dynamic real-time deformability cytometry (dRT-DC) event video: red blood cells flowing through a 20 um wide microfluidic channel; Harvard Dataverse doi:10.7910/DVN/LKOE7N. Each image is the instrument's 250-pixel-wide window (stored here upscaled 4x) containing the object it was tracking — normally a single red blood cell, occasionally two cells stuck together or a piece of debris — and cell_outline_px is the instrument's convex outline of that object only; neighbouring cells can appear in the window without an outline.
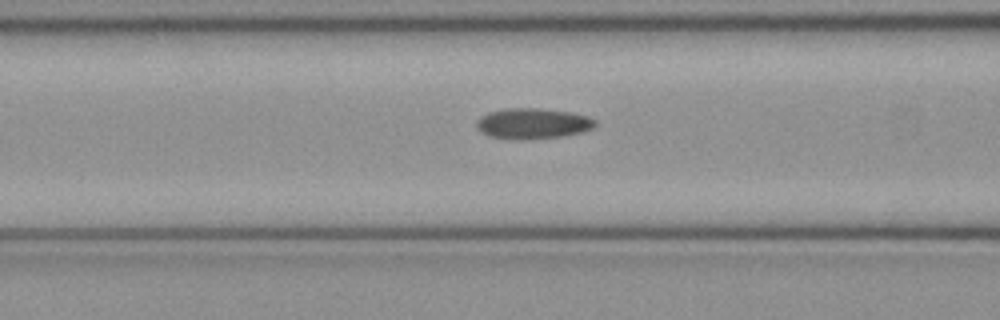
{"species": "common noctule bat (a hibernating species)", "species_latin": "Nyctalus noctula", "temperature_condition": "cold", "stored_images_in_passage": 41, "camera_frame_rate_fps": 3000, "um_per_image_px": 0.085, "animal": {"sex": "female", "body_mass_g": 21.9}, "frame": {"image": 1, "passage_image": 10, "time_ms": 3.0, "image_size_px": [1000, 320], "cell_outline_px": [[596, 124], [592, 128], [584, 132], [560, 136], [492, 136], [480, 132], [476, 128], [476, 120], [480, 116], [488, 112], [504, 108], [540, 108], [572, 112], [588, 116], [596, 120]], "centroid_in_image_um": [45.31, 10.42], "position_along_channel_um": 121.3, "area_um2": 20.35}}
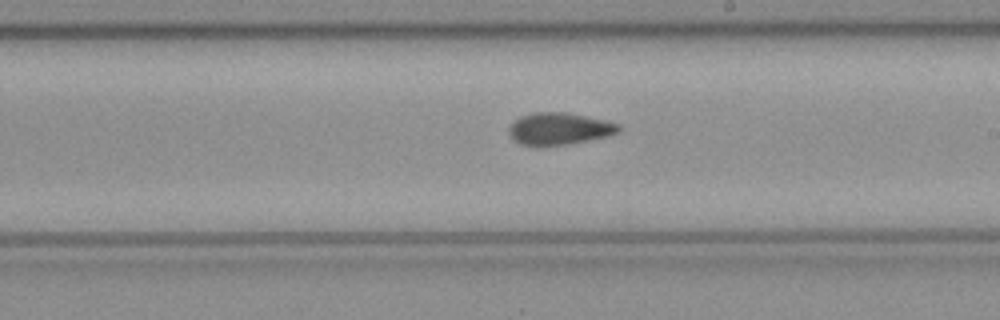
{"frame": {"image": 2, "passage_image": 19, "time_ms": 6.0, "image_size_px": [1000, 320], "cell_outline_px": [[620, 132], [608, 136], [568, 144], [520, 144], [508, 132], [508, 128], [520, 116], [536, 112], [564, 112], [604, 120], [620, 124]], "centroid_in_image_um": [47.57, 10.92], "position_along_channel_um": 241.4, "area_um2": 19.94}}
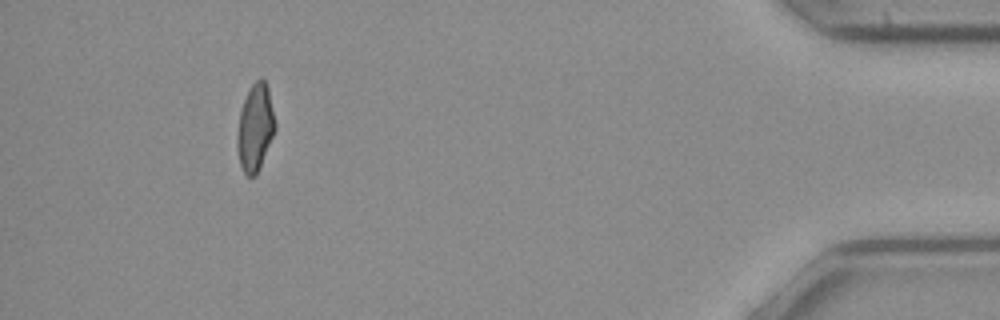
{"frame": {"image": 3, "passage_image": 37, "time_ms": 12.0, "image_size_px": [1000, 320], "cell_outline_px": [[276, 128], [260, 168], [256, 176], [248, 176], [244, 172], [240, 164], [236, 144], [236, 136], [240, 112], [248, 88], [260, 76], [264, 80], [268, 88], [276, 124]], "centroid_in_image_um": [21.69, 10.84], "position_along_channel_um": 413.5, "area_um2": 19.31}, "authors_computed_cell_mechanics": {"area_um2": 20.3456, "velocity_mm_per_s": 3.9962, "shape_relaxation_time_tau1_ms": null, "shape_relaxation_time_tau2_ms": 2.9833, "deformation_change_tau1": null, "deformation_change_tau2": 0.0824}}